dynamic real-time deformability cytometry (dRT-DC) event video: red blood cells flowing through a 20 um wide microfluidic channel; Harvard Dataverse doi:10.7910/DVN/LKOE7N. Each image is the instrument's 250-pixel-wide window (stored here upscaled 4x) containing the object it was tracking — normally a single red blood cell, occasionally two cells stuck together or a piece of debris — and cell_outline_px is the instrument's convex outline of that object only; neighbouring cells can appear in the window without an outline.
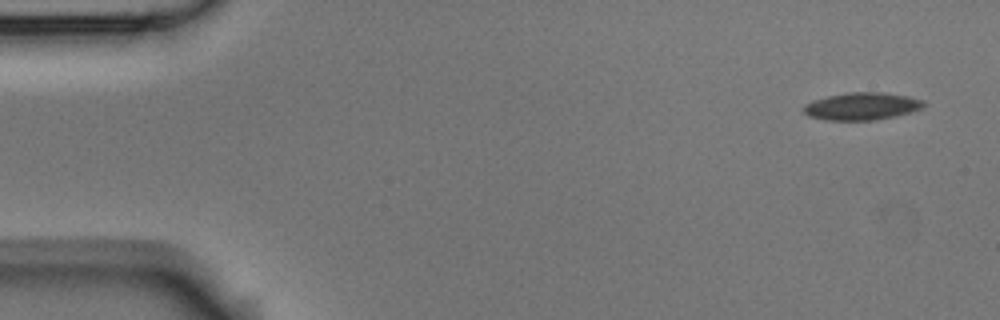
{"species": "Egyptian fruit bat (a non-hibernating species)", "species_latin": "Rousettus aegyptiacus", "temperature_condition": "room temperature", "stored_images_in_passage": 5, "camera_frame_rate_fps": 3000, "um_per_image_px": 0.085, "animal": {"sex": "male"}, "frame": {"image": 1, "passage_image": 1, "time_ms": 0.0, "image_size_px": [1000, 320], "cell_outline_px": [[924, 108], [896, 116], [876, 120], [824, 120], [808, 116], [804, 112], [804, 104], [812, 100], [828, 96], [848, 92], [884, 92], [908, 96], [924, 100]], "centroid_in_image_um": [73.26, 9.03], "position_along_channel_um": 11.7, "area_um2": 19.36}}
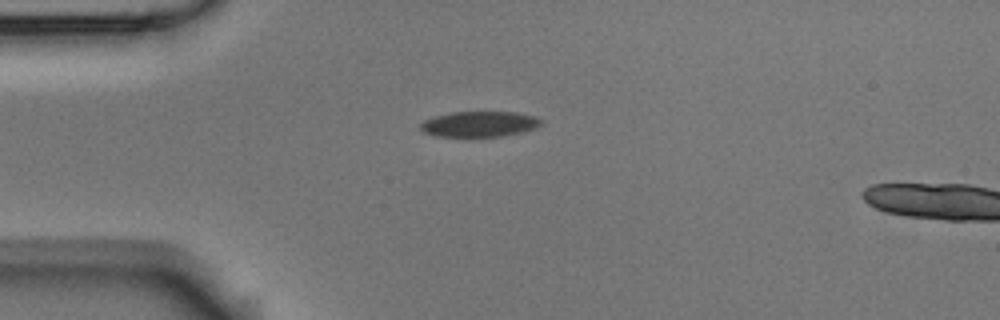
{"frame": {"image": 2, "passage_image": 4, "time_ms": 3.667, "image_size_px": [1000, 320], "cell_outline_px": [[544, 124], [536, 128], [524, 132], [504, 136], [468, 140], [436, 136], [424, 132], [420, 128], [420, 124], [424, 120], [436, 116], [452, 112], [516, 112], [536, 116], [544, 120]], "centroid_in_image_um": [40.78, 10.6], "position_along_channel_um": 44.2, "area_um2": 19.07}}